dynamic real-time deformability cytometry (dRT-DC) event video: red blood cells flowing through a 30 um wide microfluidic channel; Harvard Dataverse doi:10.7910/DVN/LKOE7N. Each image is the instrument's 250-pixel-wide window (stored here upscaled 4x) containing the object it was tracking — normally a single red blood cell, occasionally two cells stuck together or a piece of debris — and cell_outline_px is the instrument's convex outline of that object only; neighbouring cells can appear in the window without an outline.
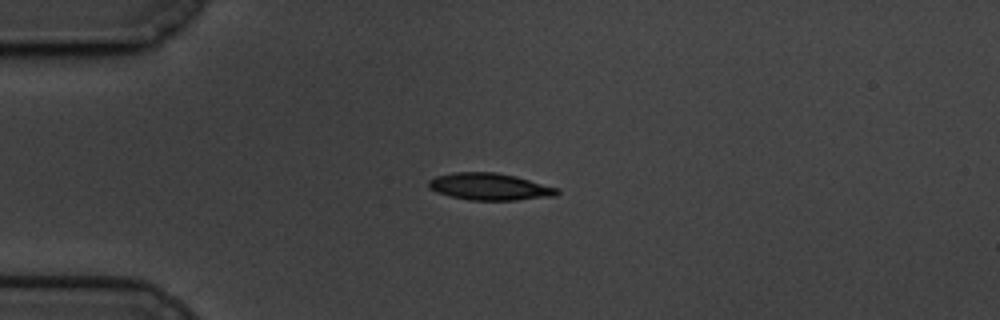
{"species": "common noctule bat (a hibernating species)", "species_latin": "Nyctalus noctula", "temperature_condition": "cold", "stored_images_in_passage": 14, "camera_frame_rate_fps": 3000, "um_per_image_px": 0.085, "animal": {"sex": "male", "body_mass_g": 19.5, "forearm_length_mm": 54.6}, "frame": {"image": 1, "passage_image": 1, "time_ms": 0.0, "image_size_px": [1000, 320], "cell_outline_px": [[560, 192], [556, 196], [516, 200], [468, 200], [436, 192], [428, 188], [428, 180], [436, 176], [452, 172], [496, 172], [516, 176], [560, 188]], "centroid_in_image_um": [41.64, 15.86], "position_along_channel_um": 43.4, "area_um2": 20.4}}
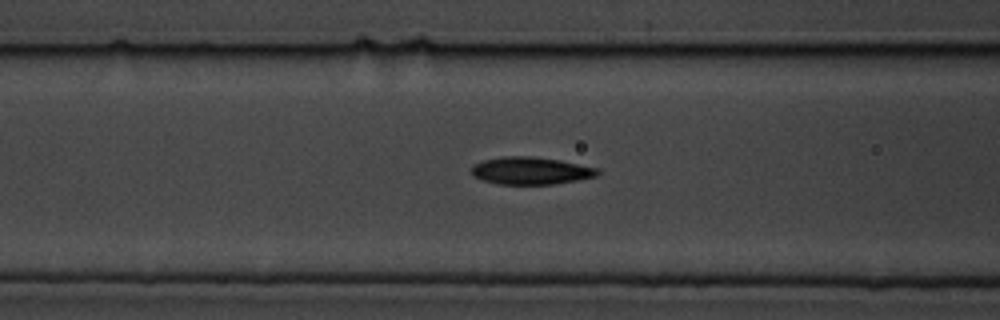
{"frame": {"image": 2, "passage_image": 10, "time_ms": 3.0, "image_size_px": [1000, 320], "cell_outline_px": [[600, 172], [596, 176], [556, 184], [496, 184], [480, 180], [472, 176], [472, 164], [484, 160], [504, 156], [532, 156], [560, 160], [600, 168]], "centroid_in_image_um": [45.1, 14.51], "position_along_channel_um": 121.5, "area_um2": 20.35}}
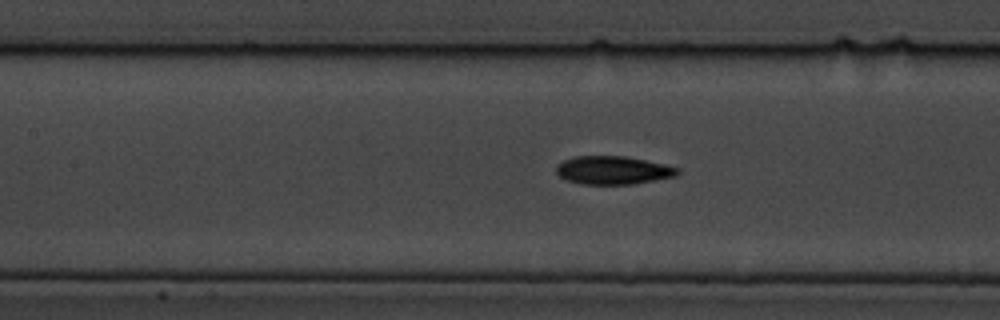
{"frame": {"image": 3, "passage_image": 13, "time_ms": 4.0, "image_size_px": [1000, 320], "cell_outline_px": [[680, 172], [676, 176], [632, 184], [580, 184], [568, 180], [560, 176], [556, 172], [556, 164], [564, 160], [576, 156], [624, 156], [664, 164], [680, 168]], "centroid_in_image_um": [52.1, 14.47], "position_along_channel_um": 155.3, "area_um2": 19.88}}